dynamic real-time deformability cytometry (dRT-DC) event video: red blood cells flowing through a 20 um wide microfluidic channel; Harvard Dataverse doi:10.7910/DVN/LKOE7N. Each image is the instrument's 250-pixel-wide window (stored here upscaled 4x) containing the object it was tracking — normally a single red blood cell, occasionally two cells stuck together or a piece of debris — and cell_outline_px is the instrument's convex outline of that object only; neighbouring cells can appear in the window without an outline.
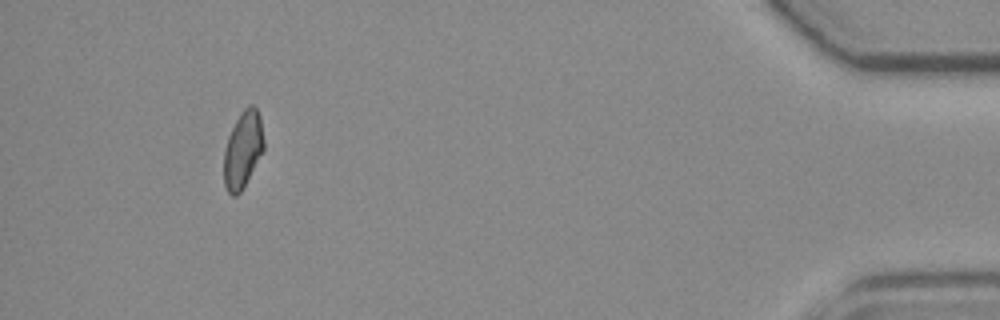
{"species": "common noctule bat (a hibernating species)", "species_latin": "Nyctalus noctula", "temperature_condition": "room temperature", "stored_images_in_passage": 17, "camera_frame_rate_fps": 3000, "um_per_image_px": 0.085, "animal": {"sex": "female", "body_mass_g": 19.3, "forearm_length_mm": 54.1}, "frame": {"image": 1, "passage_image": 17, "time_ms": 5.333, "image_size_px": [1000, 320], "cell_outline_px": [[264, 148], [240, 192], [236, 196], [232, 196], [228, 192], [224, 184], [224, 148], [228, 136], [240, 112], [248, 104], [252, 104], [256, 108], [260, 116], [264, 140]], "centroid_in_image_um": [20.63, 12.68], "position_along_channel_um": 414.6, "area_um2": 17.69}}